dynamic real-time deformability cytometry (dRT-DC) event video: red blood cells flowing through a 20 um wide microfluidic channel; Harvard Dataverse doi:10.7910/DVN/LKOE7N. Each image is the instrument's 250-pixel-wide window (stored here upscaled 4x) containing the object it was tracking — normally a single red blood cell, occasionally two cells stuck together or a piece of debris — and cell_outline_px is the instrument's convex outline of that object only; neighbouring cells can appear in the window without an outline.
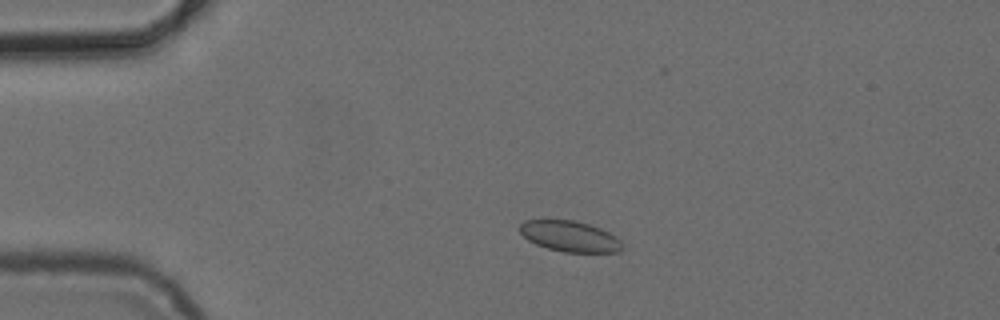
{"species": "common noctule bat (a hibernating species)", "species_latin": "Nyctalus noctula", "temperature_condition": "cold", "stored_images_in_passage": 5, "camera_frame_rate_fps": 3000, "um_per_image_px": 0.085, "animal": {"sex": "female", "body_mass_g": 24.6, "forearm_length_mm": 56.2}, "frame": {"image": 1, "passage_image": 3, "time_ms": 2.333, "image_size_px": [1000, 320], "cell_outline_px": [[624, 248], [620, 252], [564, 252], [548, 248], [536, 244], [528, 240], [520, 232], [520, 224], [524, 220], [576, 220], [600, 228], [616, 236], [620, 240]], "centroid_in_image_um": [48.46, 20.09], "position_along_channel_um": 36.5, "area_um2": 18.38}}
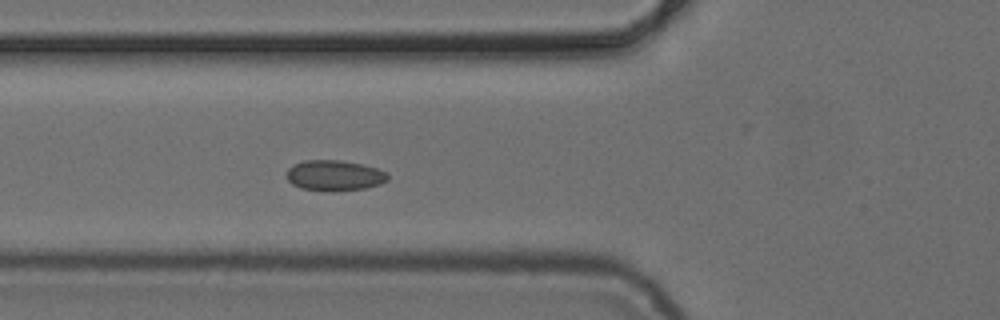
{"frame": {"image": 2, "passage_image": 5, "time_ms": 5.0, "image_size_px": [1000, 320], "cell_outline_px": [[388, 180], [380, 184], [364, 188], [332, 192], [328, 192], [300, 188], [292, 184], [288, 180], [288, 168], [292, 164], [304, 160], [340, 160], [364, 164], [388, 172]], "centroid_in_image_um": [28.43, 14.92], "position_along_channel_um": 97.4, "area_um2": 18.26}}